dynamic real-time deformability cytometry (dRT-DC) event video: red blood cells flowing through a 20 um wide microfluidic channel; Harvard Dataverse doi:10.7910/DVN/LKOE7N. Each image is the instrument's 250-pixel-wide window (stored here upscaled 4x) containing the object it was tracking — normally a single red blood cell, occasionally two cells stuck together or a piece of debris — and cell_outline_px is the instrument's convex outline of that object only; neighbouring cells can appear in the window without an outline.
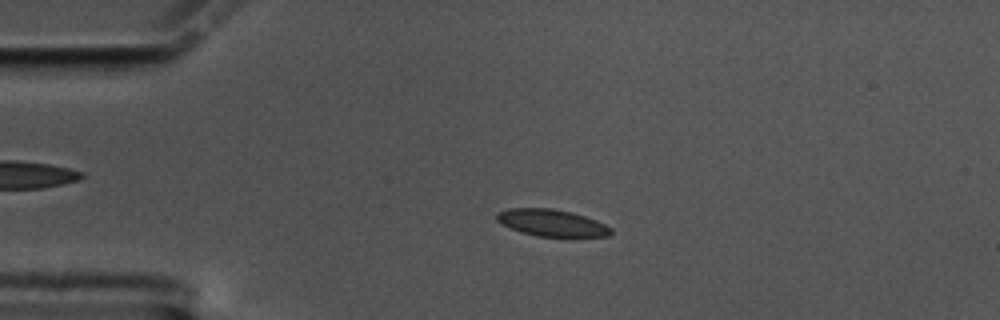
{"species": "common noctule bat (a hibernating species)", "species_latin": "Nyctalus noctula", "temperature_condition": "cold", "stored_images_in_passage": 58, "camera_frame_rate_fps": 3000, "um_per_image_px": 0.085, "animal": {"sex": "male", "body_mass_g": 17.5, "forearm_length_mm": 52.3}, "frame": {"image": 1, "passage_image": 13, "time_ms": 4.0, "image_size_px": [1000, 320], "cell_outline_px": [[612, 232], [608, 236], [536, 236], [520, 232], [496, 220], [496, 212], [508, 208], [552, 208], [572, 212], [596, 220], [612, 228]], "centroid_in_image_um": [46.88, 18.93], "position_along_channel_um": 38.1, "area_um2": 17.74}}
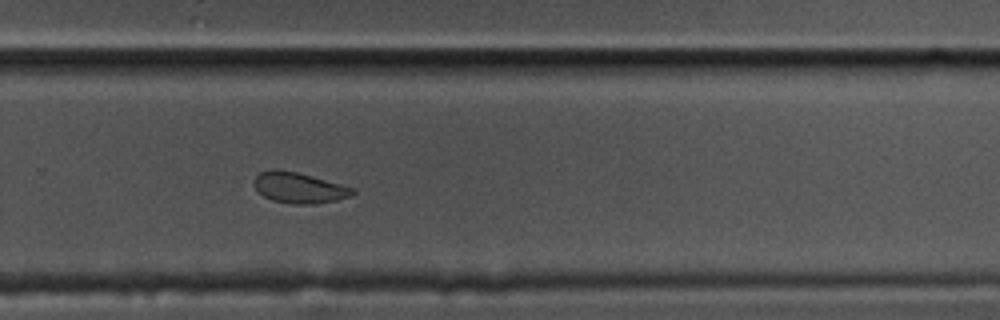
{"frame": {"image": 2, "passage_image": 39, "time_ms": 12.667, "image_size_px": [1000, 320], "cell_outline_px": [[356, 192], [352, 196], [336, 200], [316, 204], [292, 204], [272, 200], [264, 196], [256, 188], [256, 176], [260, 172], [272, 168], [296, 172], [312, 176], [356, 188]], "centroid_in_image_um": [25.48, 15.96], "position_along_channel_um": 304.3, "area_um2": 17.57}}
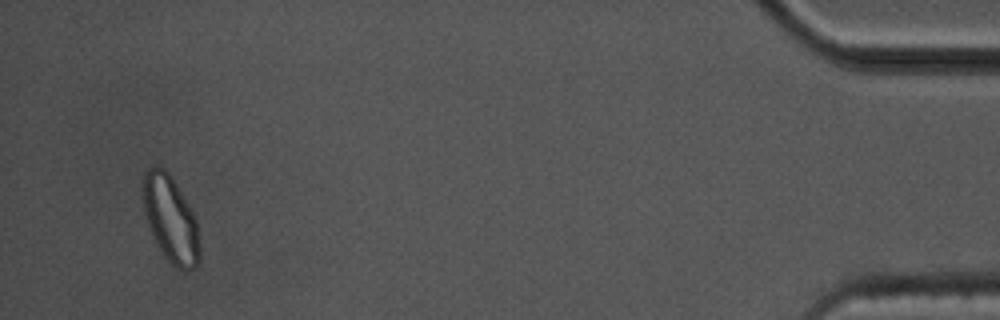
{"frame": {"image": 3, "passage_image": 56, "time_ms": 18.333, "image_size_px": [1000, 320], "cell_outline_px": [[200, 260], [196, 268], [188, 272], [184, 272], [176, 268], [164, 256], [156, 244], [148, 224], [144, 212], [140, 188], [144, 172], [152, 164], [156, 164], [164, 168], [172, 176], [188, 204], [196, 220], [200, 248]], "centroid_in_image_um": [14.47, 18.61], "position_along_channel_um": 420.7, "area_um2": 29.3}, "authors_computed_cell_mechanics": {"area_um2": 18.0336, "velocity_mm_per_s": 3.4349, "shape_relaxation_time_tau1_ms": 6.1166, "shape_relaxation_time_tau2_ms": 2.4763, "deformation_change_tau1": 0.1257, "deformation_change_tau2": 0.0733}}